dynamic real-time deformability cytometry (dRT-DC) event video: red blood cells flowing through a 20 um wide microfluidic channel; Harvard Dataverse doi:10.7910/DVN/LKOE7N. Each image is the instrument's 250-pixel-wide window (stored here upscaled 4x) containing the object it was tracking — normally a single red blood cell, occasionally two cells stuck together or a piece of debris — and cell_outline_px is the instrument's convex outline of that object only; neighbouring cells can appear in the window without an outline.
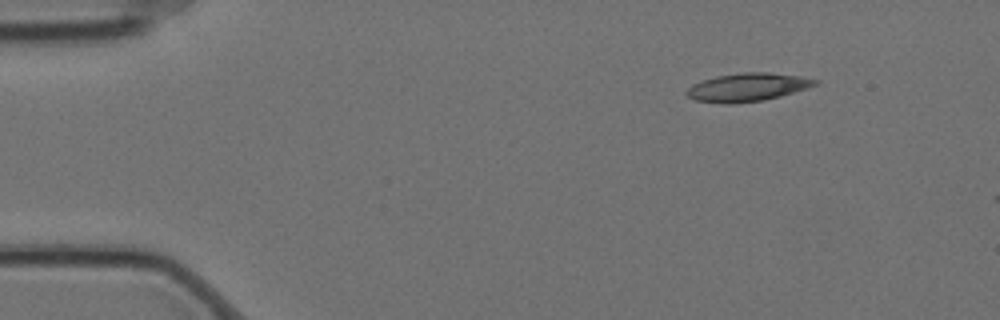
{"species": "Egyptian fruit bat (a non-hibernating species)", "species_latin": "Rousettus aegyptiacus", "temperature_condition": "cold", "stored_images_in_passage": 2, "camera_frame_rate_fps": 3000, "um_per_image_px": 0.085, "animal": {"sex": "female"}, "frame": {"image": 1, "passage_image": 1, "time_ms": 0.0, "image_size_px": [1000, 320], "cell_outline_px": [[820, 84], [808, 88], [780, 96], [764, 100], [732, 104], [724, 104], [696, 100], [688, 96], [684, 92], [692, 84], [700, 80], [716, 76], [740, 72], [768, 72], [800, 76], [820, 80]], "centroid_in_image_um": [63.54, 7.41], "position_along_channel_um": 21.5, "area_um2": 21.39}}